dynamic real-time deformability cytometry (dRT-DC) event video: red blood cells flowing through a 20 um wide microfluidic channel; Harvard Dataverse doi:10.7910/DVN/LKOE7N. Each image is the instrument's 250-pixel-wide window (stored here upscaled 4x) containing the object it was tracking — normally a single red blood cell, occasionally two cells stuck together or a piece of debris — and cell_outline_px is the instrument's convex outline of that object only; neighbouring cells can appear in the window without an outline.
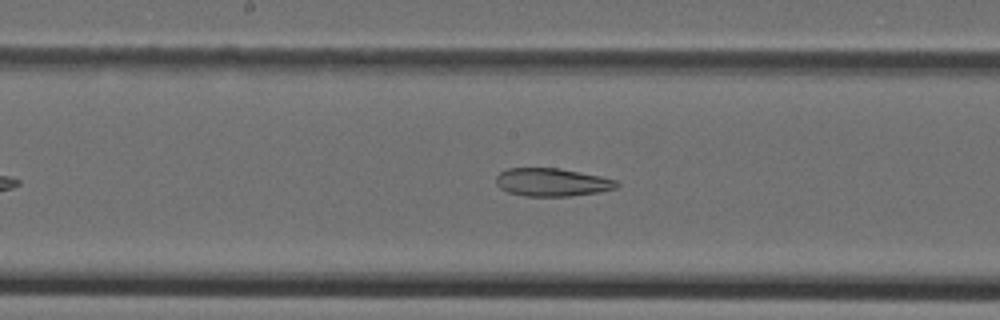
{"species": "Egyptian fruit bat (a non-hibernating species)", "species_latin": "Rousettus aegyptiacus", "temperature_condition": "cold", "stored_images_in_passage": 37, "camera_frame_rate_fps": 3000, "um_per_image_px": 0.085, "animal": {"sex": "female"}, "frame": {"image": 1, "passage_image": 17, "time_ms": 5.333, "image_size_px": [1000, 320], "cell_outline_px": [[620, 184], [616, 188], [600, 192], [572, 196], [524, 196], [508, 192], [500, 188], [496, 184], [496, 176], [500, 172], [508, 168], [560, 168], [600, 176], [616, 180]], "centroid_in_image_um": [46.92, 15.49], "position_along_channel_um": 201.3, "area_um2": 19.83}}
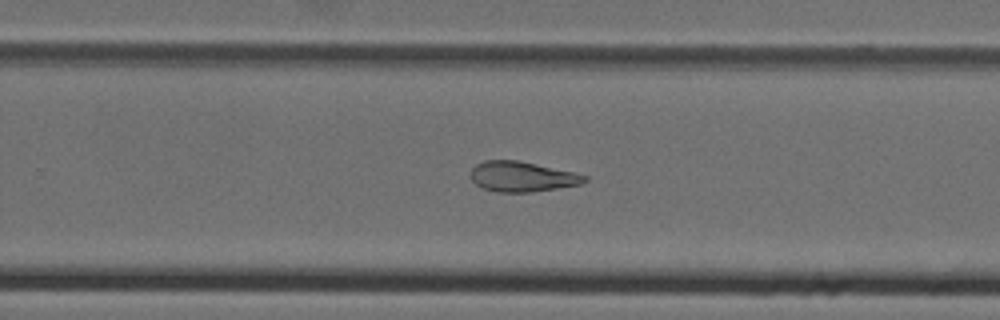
{"frame": {"image": 2, "passage_image": 23, "time_ms": 7.333, "image_size_px": [1000, 320], "cell_outline_px": [[588, 180], [580, 184], [532, 192], [496, 192], [480, 188], [472, 180], [472, 168], [476, 164], [484, 160], [516, 160], [572, 172], [588, 176]], "centroid_in_image_um": [44.34, 15.02], "position_along_channel_um": 285.5, "area_um2": 19.83}}
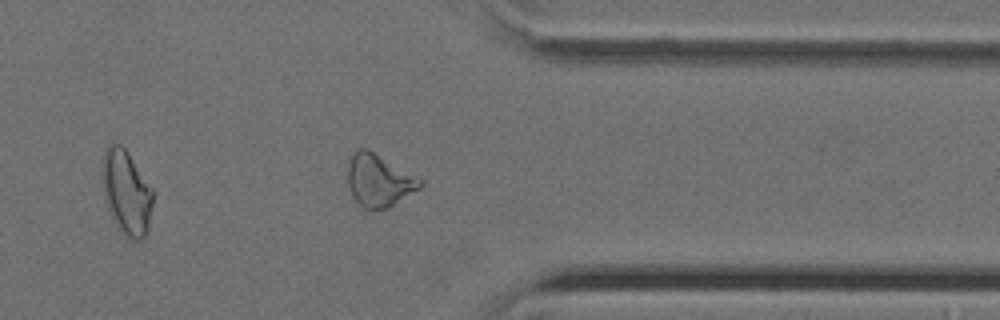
{"frame": {"image": 3, "passage_image": 30, "time_ms": 9.667, "image_size_px": [1000, 320], "cell_outline_px": [[424, 184], [420, 188], [388, 208], [364, 208], [352, 196], [348, 184], [348, 164], [352, 156], [360, 148], [368, 148], [424, 180]], "centroid_in_image_um": [32.24, 15.32], "position_along_channel_um": 379.2, "area_um2": 21.91}}